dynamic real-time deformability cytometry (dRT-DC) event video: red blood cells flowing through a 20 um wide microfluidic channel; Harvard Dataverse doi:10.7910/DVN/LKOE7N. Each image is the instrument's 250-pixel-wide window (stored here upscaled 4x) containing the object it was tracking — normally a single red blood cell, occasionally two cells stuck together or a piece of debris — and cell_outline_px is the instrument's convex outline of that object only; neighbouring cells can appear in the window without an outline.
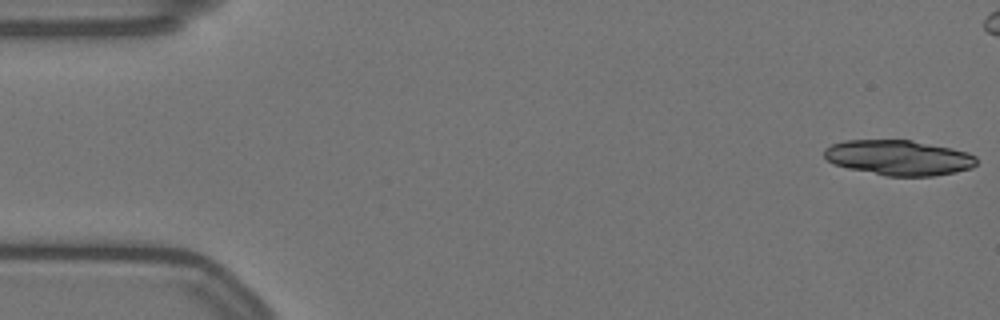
{"species": "Egyptian fruit bat (a non-hibernating species)", "species_latin": "Rousettus aegyptiacus", "temperature_condition": "warm", "stored_images_in_passage": 23, "camera_frame_rate_fps": 3000, "um_per_image_px": 0.085, "animal": {"sex": "female"}, "frame": {"image": 1, "passage_image": 1, "time_ms": 0.0, "image_size_px": [1000, 320], "cell_outline_px": [[976, 164], [972, 168], [956, 172], [932, 176], [884, 176], [848, 168], [836, 164], [828, 160], [824, 156], [824, 148], [832, 144], [844, 140], [912, 140], [952, 148], [968, 152], [976, 156]], "centroid_in_image_um": [76.41, 13.4], "position_along_channel_um": 8.6, "area_um2": 31.33}}